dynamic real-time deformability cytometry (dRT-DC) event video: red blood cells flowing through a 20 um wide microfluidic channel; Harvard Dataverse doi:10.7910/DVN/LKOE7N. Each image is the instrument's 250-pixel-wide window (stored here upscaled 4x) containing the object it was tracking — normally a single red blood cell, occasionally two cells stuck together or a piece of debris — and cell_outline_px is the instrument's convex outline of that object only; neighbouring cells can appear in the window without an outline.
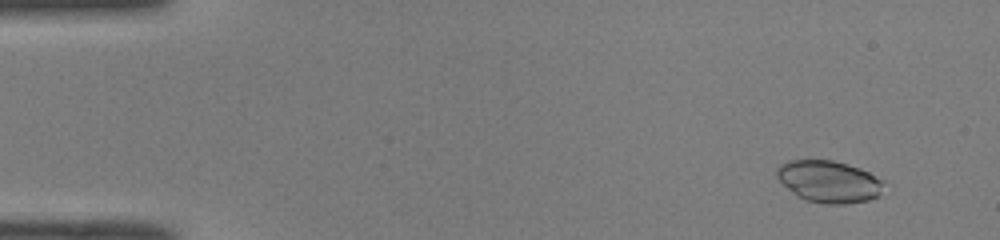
{"species": "common noctule bat (a hibernating species)", "species_latin": "Nyctalus noctula", "temperature_condition": "room temperature", "stored_images_in_passage": 51, "camera_frame_rate_fps": 3000, "um_per_image_px": 0.085, "animal": {"sex": "male", "body_mass_g": 19.0, "forearm_length_mm": 50.8}, "frame": {"image": 1, "passage_image": 4, "time_ms": 1.0, "image_size_px": [1000, 240], "cell_outline_px": [[884, 180], [880, 196], [868, 200], [844, 204], [828, 204], [808, 200], [796, 196], [776, 176], [776, 168], [780, 164], [788, 160], [832, 160], [848, 164], [860, 168]], "centroid_in_image_um": [70.46, 15.42], "position_along_channel_um": 14.5, "area_um2": 26.13}}
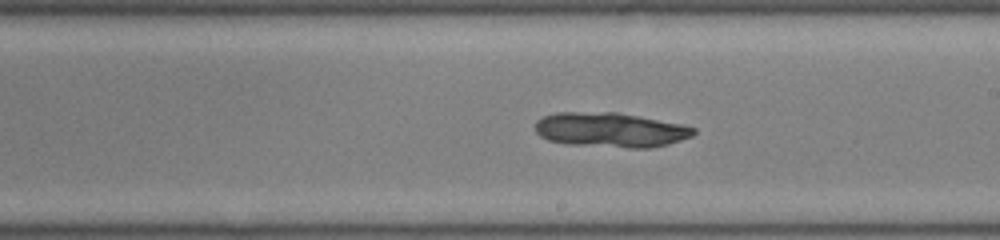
{"frame": {"image": 2, "passage_image": 29, "time_ms": 9.333, "image_size_px": [1000, 240], "cell_outline_px": [[696, 132], [692, 136], [668, 144], [648, 148], [628, 148], [568, 144], [548, 140], [540, 136], [536, 132], [536, 120], [544, 116], [560, 112], [616, 112], [680, 124], [696, 128]], "centroid_in_image_um": [51.88, 11.04], "position_along_channel_um": 237.1, "area_um2": 31.85}}
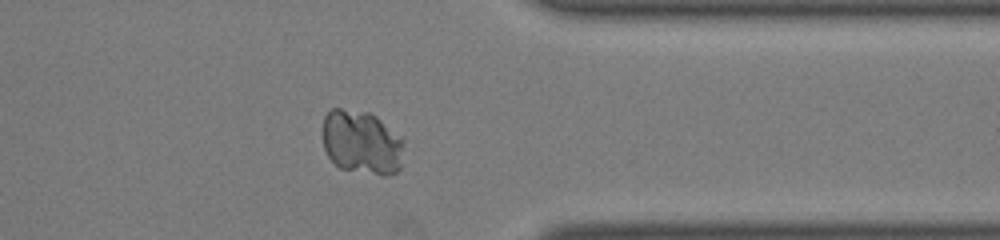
{"frame": {"image": 3, "passage_image": 40, "time_ms": 13.0, "image_size_px": [1000, 240], "cell_outline_px": [[404, 140], [400, 168], [396, 172], [388, 176], [380, 176], [340, 168], [328, 156], [324, 148], [324, 116], [332, 108], [340, 108], [368, 112], [376, 116]], "centroid_in_image_um": [30.75, 12.12], "position_along_channel_um": 380.6, "area_um2": 30.29}}